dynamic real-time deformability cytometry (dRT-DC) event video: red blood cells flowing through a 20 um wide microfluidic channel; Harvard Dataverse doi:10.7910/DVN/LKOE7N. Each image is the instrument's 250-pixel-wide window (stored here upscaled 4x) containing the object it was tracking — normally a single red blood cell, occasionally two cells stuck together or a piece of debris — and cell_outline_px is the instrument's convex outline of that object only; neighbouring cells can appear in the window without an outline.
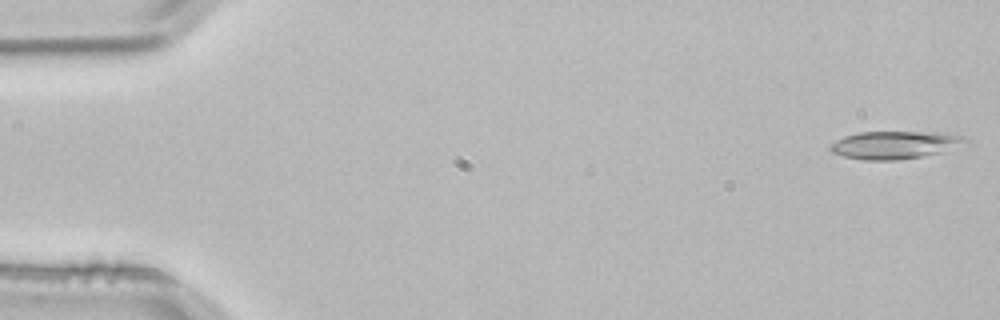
{"species": "common noctule bat (a hibernating species)", "species_latin": "Nyctalus noctula", "temperature_condition": "room temperature", "stored_images_in_passage": 4, "camera_frame_rate_fps": 3000, "um_per_image_px": 0.085, "animal": {"sex": "male", "body_mass_g": 21.5, "forearm_length_mm": 52.0}, "frame": {"image": 1, "passage_image": 1, "time_ms": 0.0, "image_size_px": [1000, 320], "cell_outline_px": [[972, 144], [940, 152], [920, 156], [896, 160], [864, 160], [844, 156], [832, 152], [828, 148], [836, 140], [844, 136], [860, 132], [932, 132], [964, 136]], "centroid_in_image_um": [76.11, 12.31], "position_along_channel_um": 8.9, "area_um2": 21.85}}
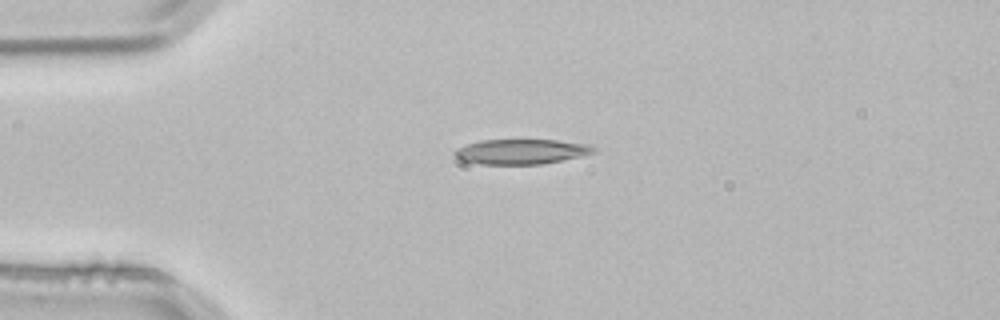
{"frame": {"image": 2, "passage_image": 3, "time_ms": 0.667, "image_size_px": [1000, 320], "cell_outline_px": [[600, 148], [596, 152], [580, 156], [544, 164], [480, 164], [464, 160], [456, 156], [452, 152], [456, 148], [480, 140], [556, 140], [588, 144]], "centroid_in_image_um": [44.36, 12.88], "position_along_channel_um": 40.6, "area_um2": 20.23}}
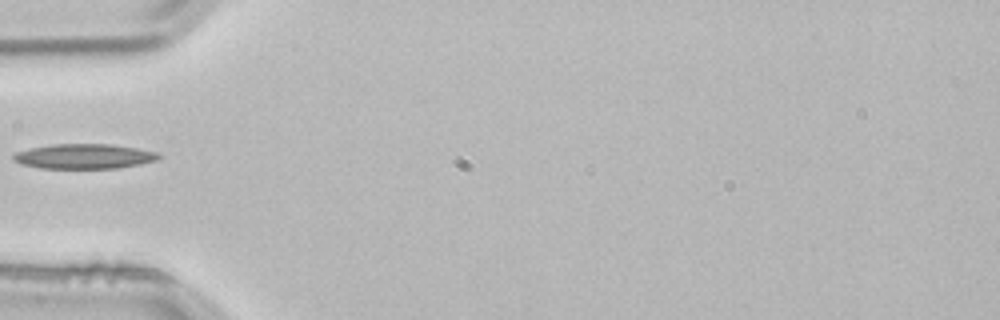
{"frame": {"image": 3, "passage_image": 4, "time_ms": 1.0, "image_size_px": [1000, 320], "cell_outline_px": [[164, 156], [156, 160], [140, 164], [120, 168], [40, 168], [20, 164], [12, 160], [12, 156], [16, 152], [32, 148], [52, 144], [112, 144], [136, 148], [156, 152]], "centroid_in_image_um": [7.16, 13.29], "position_along_channel_um": 77.8, "area_um2": 21.1}}